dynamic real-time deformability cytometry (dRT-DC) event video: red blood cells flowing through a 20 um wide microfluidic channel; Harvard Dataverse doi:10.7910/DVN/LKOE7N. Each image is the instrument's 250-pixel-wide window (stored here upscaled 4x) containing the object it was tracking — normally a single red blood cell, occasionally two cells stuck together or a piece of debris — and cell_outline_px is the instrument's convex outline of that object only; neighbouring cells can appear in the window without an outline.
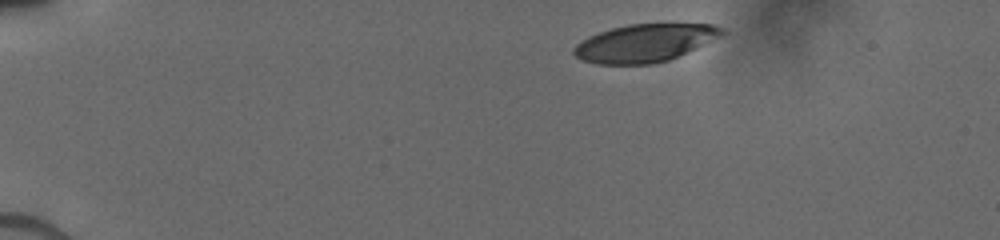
{"species": "human", "species_latin": "Homo sapiens", "temperature_condition": "cold", "stored_images_in_passage": 35, "camera_frame_rate_fps": 3000, "um_per_image_px": 0.085, "donor": {"sex": "male"}, "frame": {"image": 1, "passage_image": 1, "time_ms": 0.0, "image_size_px": [1000, 240], "cell_outline_px": [[728, 32], [724, 36], [668, 60], [652, 64], [596, 64], [580, 60], [572, 52], [572, 48], [580, 40], [588, 36], [612, 28], [628, 24], [712, 24], [724, 28]], "centroid_in_image_um": [54.81, 3.65], "position_along_channel_um": 30.2, "area_um2": 32.89}}
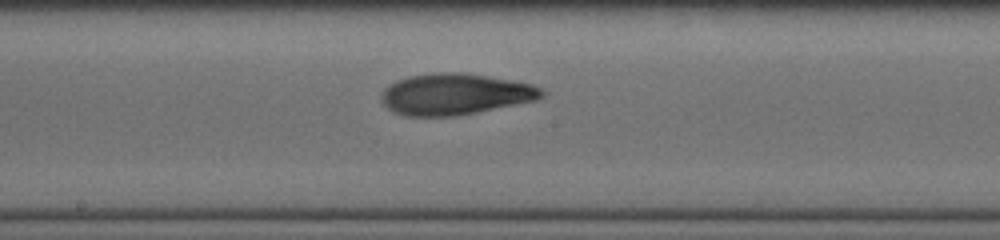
{"frame": {"image": 2, "passage_image": 21, "time_ms": 6.667, "image_size_px": [1000, 240], "cell_outline_px": [[548, 92], [544, 96], [536, 100], [456, 116], [404, 116], [392, 112], [380, 100], [380, 96], [384, 88], [396, 80], [408, 76], [440, 72], [464, 72], [532, 84], [544, 88]], "centroid_in_image_um": [38.68, 8.0], "position_along_channel_um": 209.5, "area_um2": 38.78}}
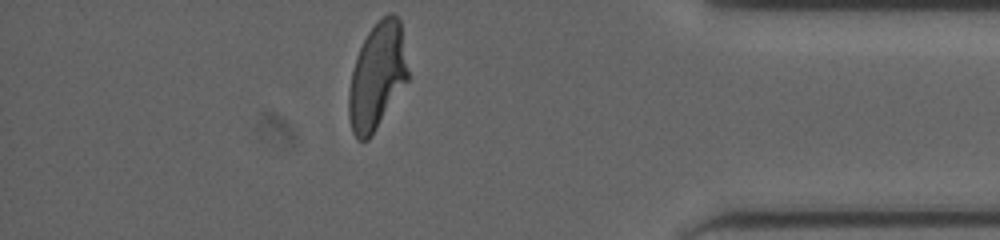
{"frame": {"image": 3, "passage_image": 35, "time_ms": 12.0, "image_size_px": [1000, 240], "cell_outline_px": [[408, 80], [368, 140], [360, 140], [352, 132], [348, 116], [348, 92], [352, 72], [356, 56], [368, 32], [388, 12], [392, 12], [400, 20], [408, 72]], "centroid_in_image_um": [32.04, 6.48], "position_along_channel_um": 403.2, "area_um2": 36.18}}